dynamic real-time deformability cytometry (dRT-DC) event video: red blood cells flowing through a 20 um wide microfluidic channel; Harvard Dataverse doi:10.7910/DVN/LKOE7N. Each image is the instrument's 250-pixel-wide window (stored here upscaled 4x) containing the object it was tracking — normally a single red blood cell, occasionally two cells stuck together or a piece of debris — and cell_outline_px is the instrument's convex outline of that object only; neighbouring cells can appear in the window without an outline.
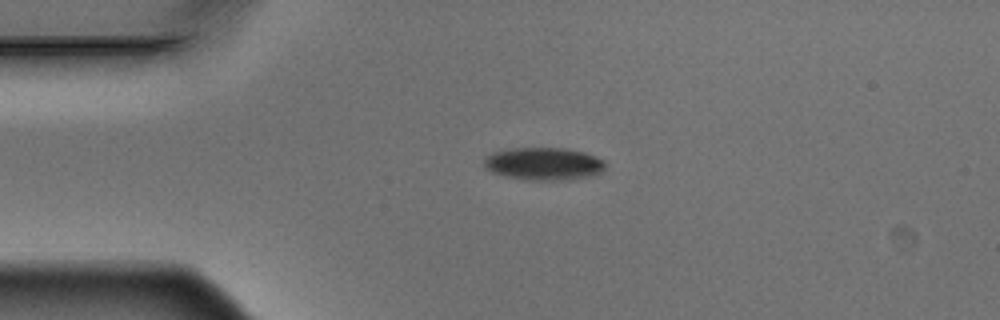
{"species": "Egyptian fruit bat (a non-hibernating species)", "species_latin": "Rousettus aegyptiacus", "temperature_condition": "warm", "stored_images_in_passage": 3, "camera_frame_rate_fps": 3000, "um_per_image_px": 0.085, "animal": {"sex": "male"}, "frame": {"image": 1, "passage_image": 1, "time_ms": 0.0, "image_size_px": [1000, 320], "cell_outline_px": [[604, 168], [600, 172], [588, 176], [568, 180], [532, 180], [508, 176], [492, 172], [484, 164], [484, 160], [492, 152], [516, 148], [564, 148], [584, 152], [596, 156], [604, 160]], "centroid_in_image_um": [46.24, 13.91], "position_along_channel_um": 38.8, "area_um2": 22.72}}
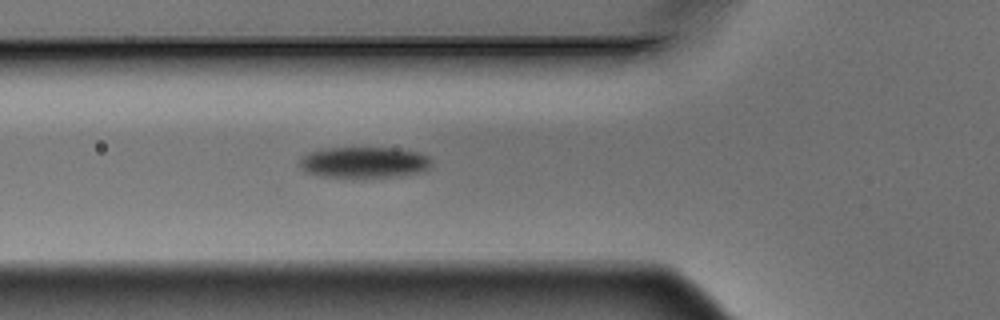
{"frame": {"image": 2, "passage_image": 3, "time_ms": 0.667, "image_size_px": [1000, 320], "cell_outline_px": [[428, 168], [420, 172], [400, 176], [364, 180], [356, 180], [320, 176], [304, 172], [296, 164], [304, 156], [312, 152], [328, 148], [396, 148], [416, 152], [428, 156]], "centroid_in_image_um": [30.87, 13.86], "position_along_channel_um": 94.9, "area_um2": 24.57}}